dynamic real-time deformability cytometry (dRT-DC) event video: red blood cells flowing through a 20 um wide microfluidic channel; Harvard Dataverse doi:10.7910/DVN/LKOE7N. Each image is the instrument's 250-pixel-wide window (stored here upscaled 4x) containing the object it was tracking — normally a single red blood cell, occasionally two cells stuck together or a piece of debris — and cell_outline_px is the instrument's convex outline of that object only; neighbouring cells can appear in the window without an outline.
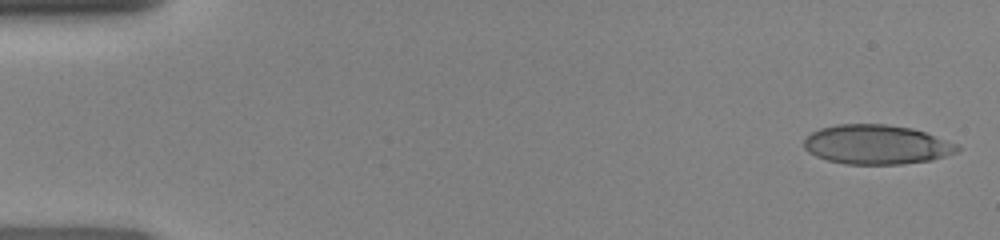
{"species": "human", "species_latin": "Homo sapiens", "temperature_condition": "room temperature", "stored_images_in_passage": 10, "camera_frame_rate_fps": 3000, "um_per_image_px": 0.085, "donor": {"sex": "female"}, "frame": {"image": 1, "passage_image": 1, "time_ms": 0.0, "image_size_px": [1000, 240], "cell_outline_px": [[960, 148], [956, 152], [932, 160], [900, 164], [844, 164], [828, 160], [816, 156], [808, 152], [804, 148], [804, 140], [812, 132], [820, 128], [836, 124], [884, 124], [912, 128], [924, 132], [956, 144]], "centroid_in_image_um": [74.47, 12.29], "position_along_channel_um": 10.5, "area_um2": 35.03}}